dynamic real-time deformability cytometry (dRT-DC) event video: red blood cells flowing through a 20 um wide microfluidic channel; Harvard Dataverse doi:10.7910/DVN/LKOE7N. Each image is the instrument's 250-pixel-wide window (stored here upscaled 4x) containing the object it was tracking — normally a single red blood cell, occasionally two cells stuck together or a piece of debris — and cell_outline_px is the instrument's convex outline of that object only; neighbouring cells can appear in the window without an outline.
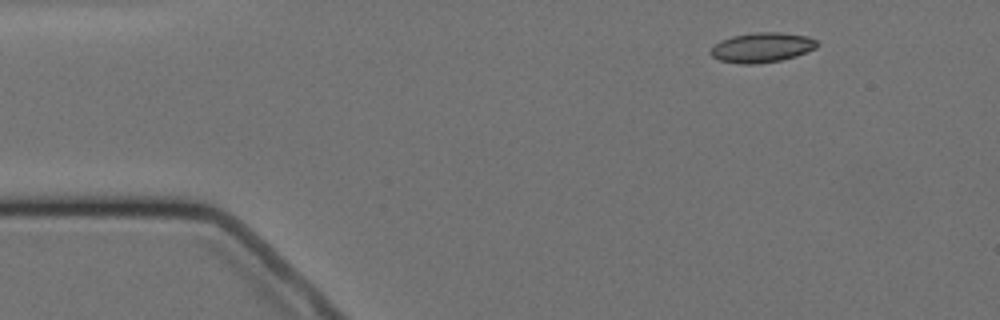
{"species": "Egyptian fruit bat (a non-hibernating species)", "species_latin": "Rousettus aegyptiacus", "temperature_condition": "cold", "stored_images_in_passage": 6, "camera_frame_rate_fps": 3000, "um_per_image_px": 0.085, "animal": {"sex": "female"}, "frame": {"image": 1, "passage_image": 1, "time_ms": 0.0, "image_size_px": [1000, 320], "cell_outline_px": [[820, 44], [816, 48], [796, 56], [780, 60], [756, 64], [740, 64], [720, 60], [712, 56], [708, 52], [720, 40], [732, 36], [756, 32], [780, 32], [808, 36], [816, 40]], "centroid_in_image_um": [64.78, 4.03], "position_along_channel_um": 20.2, "area_um2": 18.55}}
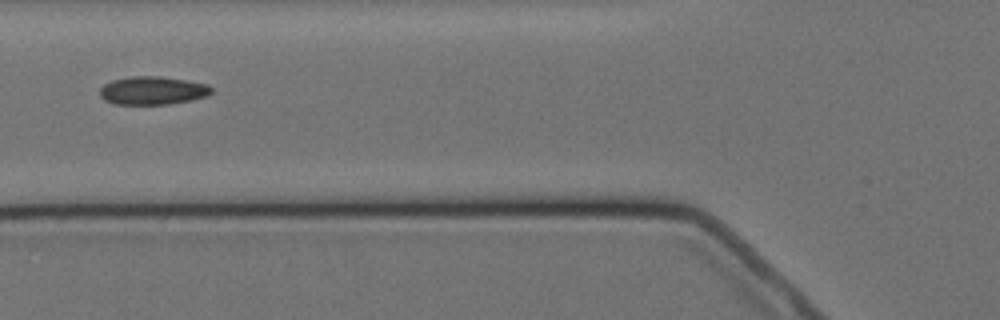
{"frame": {"image": 2, "passage_image": 5, "time_ms": 4.667, "image_size_px": [1000, 320], "cell_outline_px": [[212, 92], [208, 96], [192, 100], [168, 104], [116, 104], [104, 100], [100, 96], [100, 88], [104, 84], [112, 80], [128, 76], [160, 76], [208, 84], [212, 88]], "centroid_in_image_um": [12.97, 7.69], "position_along_channel_um": 112.8, "area_um2": 18.44}}
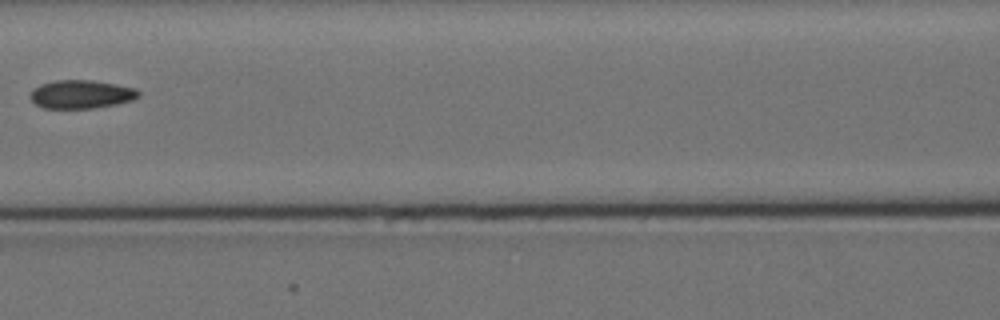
{"frame": {"image": 3, "passage_image": 6, "time_ms": 6.0, "image_size_px": [1000, 320], "cell_outline_px": [[140, 96], [132, 100], [116, 104], [92, 108], [44, 108], [36, 104], [28, 96], [32, 88], [40, 84], [56, 80], [88, 80], [116, 84], [136, 88], [140, 92]], "centroid_in_image_um": [6.88, 8.01], "position_along_channel_um": 159.7, "area_um2": 17.98}}